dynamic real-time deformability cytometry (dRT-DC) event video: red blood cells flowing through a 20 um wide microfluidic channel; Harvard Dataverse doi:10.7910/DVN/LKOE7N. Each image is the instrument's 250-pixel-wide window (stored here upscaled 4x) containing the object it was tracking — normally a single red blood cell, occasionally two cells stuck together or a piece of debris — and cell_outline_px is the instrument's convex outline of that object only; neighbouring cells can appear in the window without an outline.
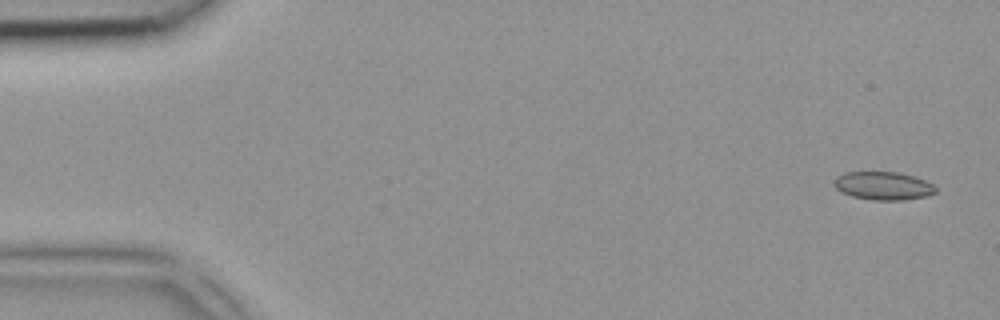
{"species": "common noctule bat (a hibernating species)", "species_latin": "Nyctalus noctula", "temperature_condition": "room temperature", "stored_images_in_passage": 4, "segment_of_instrument_passage": [2, 2], "camera_frame_rate_fps": 3000, "um_per_image_px": 0.085, "animal": {"sex": "female", "body_mass_g": 18.4}, "frame": {"image": 1, "passage_image": 4, "time_ms": 1.0, "image_size_px": [1000, 320], "cell_outline_px": [[936, 192], [928, 196], [904, 200], [872, 200], [852, 196], [840, 192], [832, 184], [836, 176], [844, 172], [900, 172], [924, 180], [932, 184], [936, 188]], "centroid_in_image_um": [75.04, 15.79], "position_along_channel_um": 10.0, "area_um2": 16.82}}